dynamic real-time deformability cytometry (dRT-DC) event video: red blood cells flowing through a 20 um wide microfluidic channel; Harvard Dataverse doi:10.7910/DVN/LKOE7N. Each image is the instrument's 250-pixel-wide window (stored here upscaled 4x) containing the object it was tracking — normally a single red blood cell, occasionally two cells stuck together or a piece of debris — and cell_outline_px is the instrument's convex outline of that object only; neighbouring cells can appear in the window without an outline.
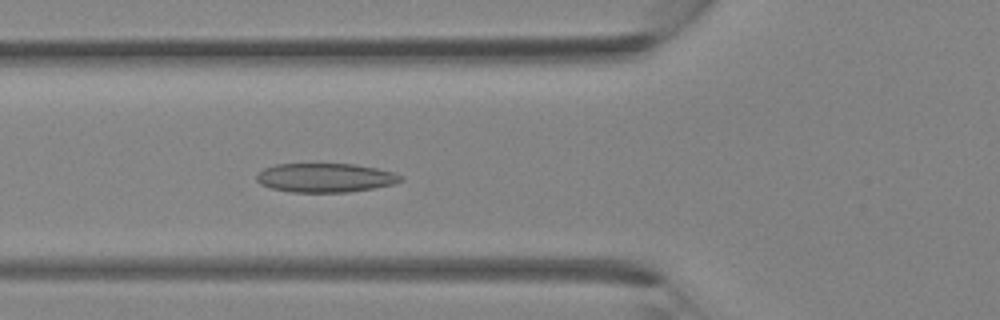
{"species": "Egyptian fruit bat (a non-hibernating species)", "species_latin": "Rousettus aegyptiacus", "temperature_condition": "room temperature", "stored_images_in_passage": 35, "camera_frame_rate_fps": 3000, "um_per_image_px": 0.085, "animal": {"sex": "female"}, "frame": {"image": 1, "passage_image": 13, "time_ms": 4.0, "image_size_px": [1000, 320], "cell_outline_px": [[404, 180], [392, 184], [372, 188], [348, 192], [288, 192], [272, 188], [260, 184], [256, 180], [256, 176], [264, 168], [276, 164], [356, 164], [376, 168], [392, 172], [404, 176]], "centroid_in_image_um": [27.65, 15.11], "position_along_channel_um": 98.2, "area_um2": 24.33}}
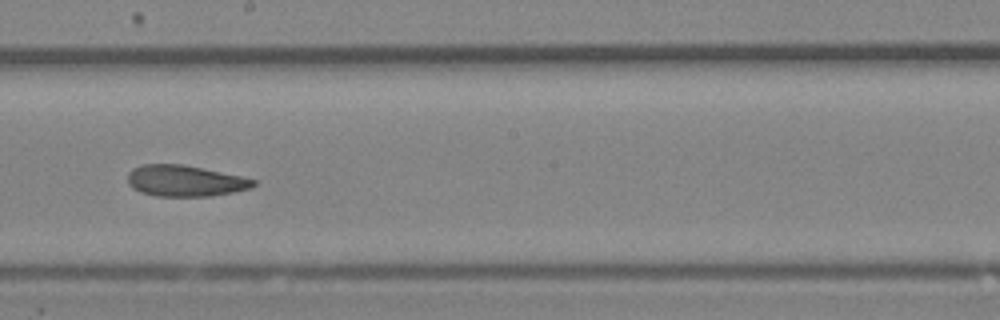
{"frame": {"image": 2, "passage_image": 20, "time_ms": 6.333, "image_size_px": [1000, 320], "cell_outline_px": [[256, 184], [248, 188], [232, 192], [212, 196], [156, 196], [140, 192], [132, 188], [128, 184], [128, 172], [132, 168], [144, 164], [184, 164], [240, 176], [256, 180]], "centroid_in_image_um": [15.68, 15.37], "position_along_channel_um": 232.5, "area_um2": 22.77}}
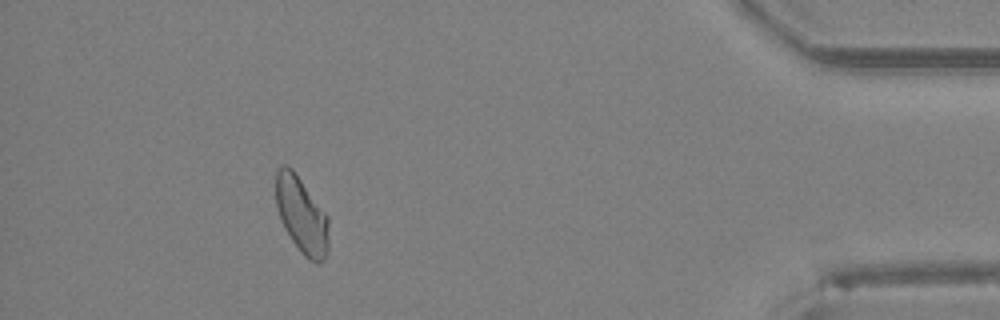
{"frame": {"image": 3, "passage_image": 32, "time_ms": 10.333, "image_size_px": [1000, 320], "cell_outline_px": [[328, 252], [324, 260], [320, 264], [316, 264], [308, 260], [300, 252], [284, 228], [280, 220], [276, 208], [276, 168], [284, 164], [292, 168], [328, 216]], "centroid_in_image_um": [25.63, 18.32], "position_along_channel_um": 409.6, "area_um2": 23.81}}